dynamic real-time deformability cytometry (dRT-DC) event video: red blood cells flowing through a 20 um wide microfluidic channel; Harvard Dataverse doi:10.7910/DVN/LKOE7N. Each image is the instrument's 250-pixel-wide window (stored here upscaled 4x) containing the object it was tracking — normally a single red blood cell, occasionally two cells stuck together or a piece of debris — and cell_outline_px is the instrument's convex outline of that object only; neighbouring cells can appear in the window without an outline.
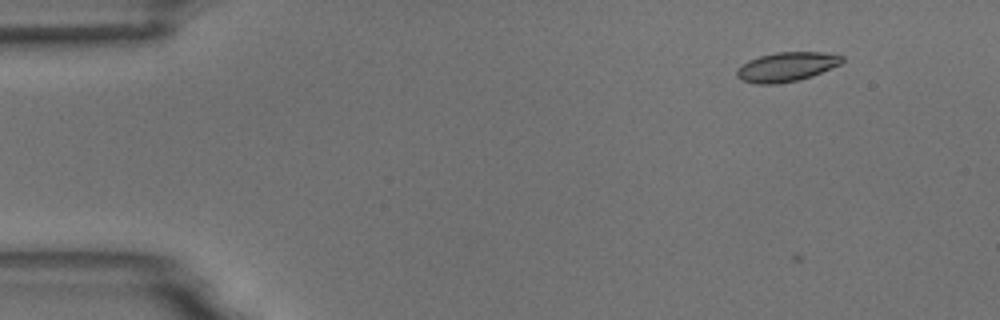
{"species": "common noctule bat (a hibernating species)", "species_latin": "Nyctalus noctula", "temperature_condition": "room temperature", "stored_images_in_passage": 5, "camera_frame_rate_fps": 3000, "um_per_image_px": 0.085, "animal": {"sex": "male", "body_mass_g": 18.8}, "frame": {"image": 1, "passage_image": 1, "time_ms": 0.0, "image_size_px": [1000, 320], "cell_outline_px": [[844, 60], [840, 64], [812, 76], [800, 80], [776, 84], [756, 84], [740, 80], [736, 76], [736, 68], [748, 60], [760, 56], [776, 52], [824, 52], [844, 56]], "centroid_in_image_um": [66.83, 5.68], "position_along_channel_um": 18.2, "area_um2": 18.15}}